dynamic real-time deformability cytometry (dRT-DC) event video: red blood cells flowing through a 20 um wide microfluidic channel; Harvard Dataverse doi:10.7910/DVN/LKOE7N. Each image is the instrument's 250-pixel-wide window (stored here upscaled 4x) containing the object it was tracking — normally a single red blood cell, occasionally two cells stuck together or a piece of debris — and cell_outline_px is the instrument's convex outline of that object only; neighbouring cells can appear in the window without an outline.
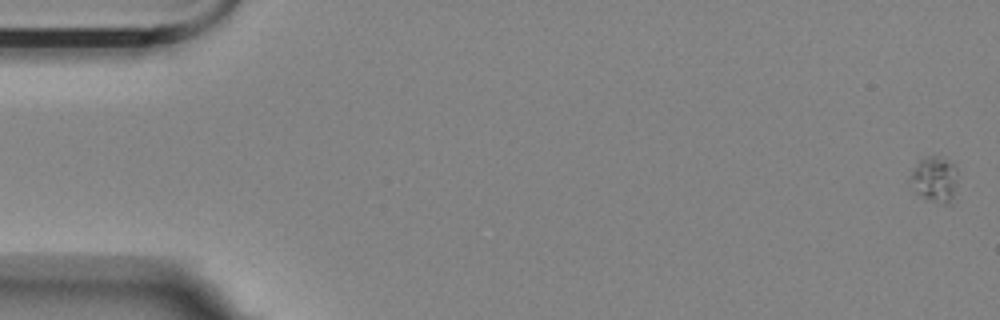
{"species": "Egyptian fruit bat (a non-hibernating species)", "species_latin": "Rousettus aegyptiacus", "temperature_condition": "room temperature", "stored_images_in_passage": 57, "camera_frame_rate_fps": 3000, "um_per_image_px": 0.085, "animal": {"sex": "female"}, "frame": {"image": 1, "passage_image": 1, "time_ms": 0.0, "image_size_px": [1000, 320], "cell_outline_px": [[956, 172], [952, 204], [944, 204], [920, 196], [916, 192], [908, 180], [908, 176], [920, 160], [928, 156], [940, 156], [952, 164], [956, 168]], "centroid_in_image_um": [79.4, 15.24], "position_along_channel_um": 5.6, "area_um2": 12.37}}
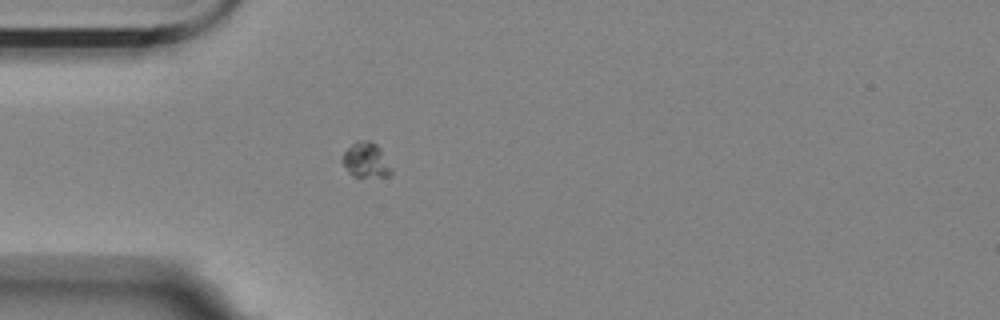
{"frame": {"image": 2, "passage_image": 17, "time_ms": 5.333, "image_size_px": [1000, 320], "cell_outline_px": [[392, 176], [360, 180], [352, 176], [348, 172], [340, 160], [344, 152], [356, 140], [368, 140], [376, 144], [380, 148], [392, 168]], "centroid_in_image_um": [31.11, 13.69], "position_along_channel_um": 53.9, "area_um2": 10.64}}